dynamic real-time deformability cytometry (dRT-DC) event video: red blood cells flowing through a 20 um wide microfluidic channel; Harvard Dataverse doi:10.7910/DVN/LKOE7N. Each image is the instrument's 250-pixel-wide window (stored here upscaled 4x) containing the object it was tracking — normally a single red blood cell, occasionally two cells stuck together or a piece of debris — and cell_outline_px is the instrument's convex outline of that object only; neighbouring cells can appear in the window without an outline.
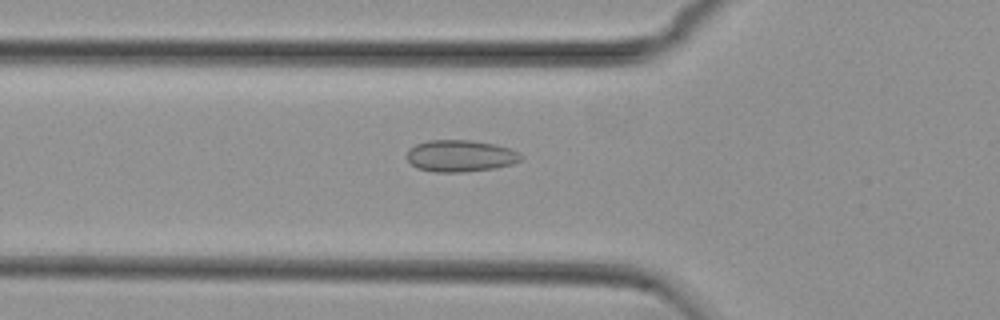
{"species": "common noctule bat (a hibernating species)", "species_latin": "Nyctalus noctula", "temperature_condition": "cold", "stored_images_in_passage": 55, "camera_frame_rate_fps": 3000, "um_per_image_px": 0.085, "animal": {"sex": "female", "body_mass_g": 29.2, "forearm_length_mm": 56.3}, "frame": {"image": 1, "passage_image": 19, "time_ms": 6.0, "image_size_px": [1000, 320], "cell_outline_px": [[524, 156], [520, 160], [512, 164], [496, 168], [464, 172], [436, 172], [416, 168], [408, 160], [408, 148], [416, 144], [428, 140], [472, 140], [496, 144], [520, 152]], "centroid_in_image_um": [39.15, 13.25], "position_along_channel_um": 86.6, "area_um2": 21.27}}
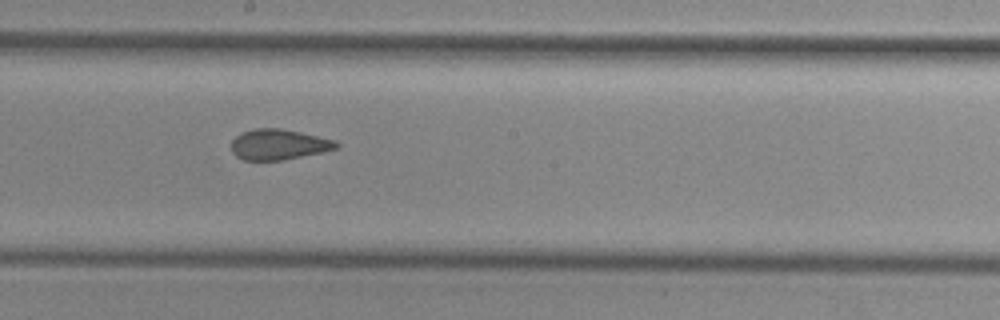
{"frame": {"image": 2, "passage_image": 30, "time_ms": 9.667, "image_size_px": [1000, 320], "cell_outline_px": [[340, 148], [324, 152], [284, 160], [244, 160], [236, 156], [232, 152], [232, 140], [240, 132], [256, 128], [280, 128], [300, 132], [336, 140], [340, 144]], "centroid_in_image_um": [23.72, 12.28], "position_along_channel_um": 224.5, "area_um2": 18.9}}
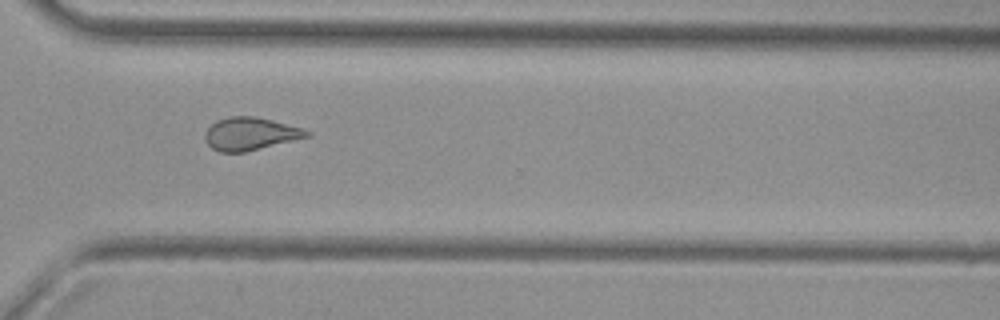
{"frame": {"image": 3, "passage_image": 40, "time_ms": 13.0, "image_size_px": [1000, 320], "cell_outline_px": [[312, 132], [308, 136], [244, 152], [220, 152], [212, 148], [204, 140], [204, 132], [216, 120], [228, 116], [256, 116], [272, 120], [300, 128]], "centroid_in_image_um": [21.2, 11.36], "position_along_channel_um": 349.4, "area_um2": 19.19}, "authors_computed_cell_mechanics": {"area_um2": 19.9988, "velocity_mm_per_s": 3.7426, "shape_relaxation_time_tau1_ms": null, "shape_relaxation_time_tau2_ms": 1.7527, "deformation_change_tau1": null, "deformation_change_tau2": 0.0849}}